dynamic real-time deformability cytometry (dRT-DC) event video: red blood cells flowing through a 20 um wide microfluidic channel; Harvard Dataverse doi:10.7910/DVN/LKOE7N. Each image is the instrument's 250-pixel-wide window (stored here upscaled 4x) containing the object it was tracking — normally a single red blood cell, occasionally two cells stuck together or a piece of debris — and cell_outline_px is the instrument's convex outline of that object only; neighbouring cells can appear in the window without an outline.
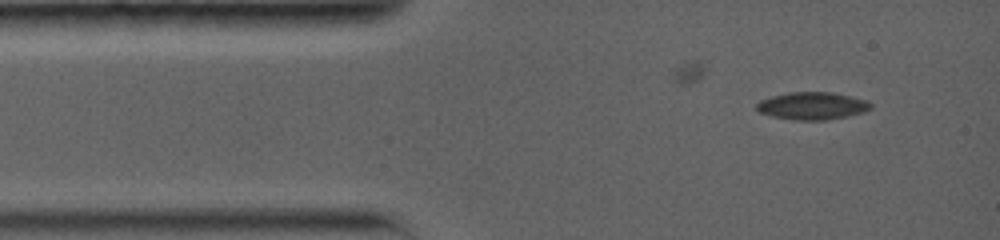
{"species": "common noctule bat (a hibernating species)", "species_latin": "Nyctalus noctula", "temperature_condition": "warm", "stored_images_in_passage": 26, "camera_frame_rate_fps": 5000, "um_per_image_px": 0.085, "animal": {"sex": "female", "body_mass_g": 19.0, "forearm_length_mm": 56.7}, "frame": {"image": 1, "passage_image": 1, "time_ms": 0.0, "image_size_px": [1000, 240], "cell_outline_px": [[872, 104], [868, 108], [860, 112], [828, 120], [796, 120], [772, 116], [760, 112], [756, 108], [756, 104], [760, 100], [772, 96], [788, 92], [828, 92], [848, 96], [864, 100]], "centroid_in_image_um": [68.95, 8.99], "position_along_channel_um": 16.0, "area_um2": 17.8}}
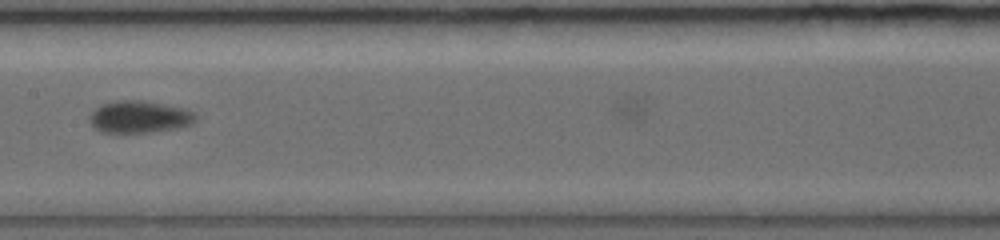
{"frame": {"image": 2, "passage_image": 11, "time_ms": 6.0, "image_size_px": [1000, 240], "cell_outline_px": [[196, 120], [192, 124], [172, 128], [148, 132], [100, 132], [92, 128], [88, 120], [88, 116], [100, 104], [116, 100], [144, 100], [188, 108], [196, 112]], "centroid_in_image_um": [11.82, 9.91], "position_along_channel_um": 195.6, "area_um2": 20.17}}
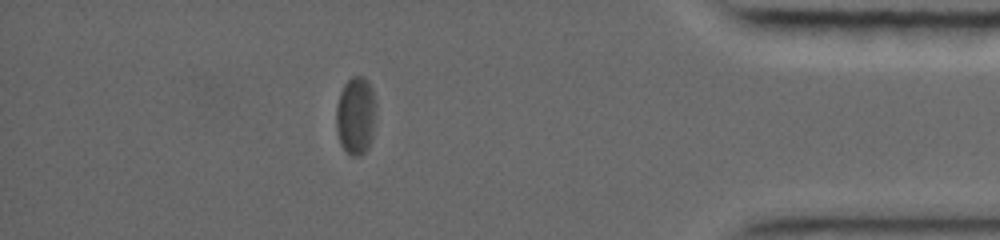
{"frame": {"image": 3, "passage_image": 23, "time_ms": 12.6, "image_size_px": [1000, 240], "cell_outline_px": [[376, 116], [372, 136], [368, 148], [364, 152], [356, 156], [352, 156], [340, 144], [336, 128], [336, 108], [340, 92], [344, 84], [352, 76], [364, 76], [368, 80], [372, 88], [376, 104]], "centroid_in_image_um": [30.25, 9.79], "position_along_channel_um": 404.9, "area_um2": 18.32}}